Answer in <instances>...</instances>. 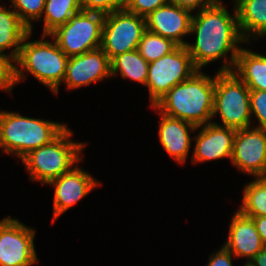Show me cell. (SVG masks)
<instances>
[{
    "mask_svg": "<svg viewBox=\"0 0 266 266\" xmlns=\"http://www.w3.org/2000/svg\"><path fill=\"white\" fill-rule=\"evenodd\" d=\"M223 4L222 0H216L193 14L190 35L195 34V41L188 42L186 48L197 70L222 59L218 72H232L243 47L239 44L246 43L239 30L235 3L232 13Z\"/></svg>",
    "mask_w": 266,
    "mask_h": 266,
    "instance_id": "1",
    "label": "cell"
},
{
    "mask_svg": "<svg viewBox=\"0 0 266 266\" xmlns=\"http://www.w3.org/2000/svg\"><path fill=\"white\" fill-rule=\"evenodd\" d=\"M214 93L215 75L198 70L169 90L154 107L166 116L202 126L212 122Z\"/></svg>",
    "mask_w": 266,
    "mask_h": 266,
    "instance_id": "2",
    "label": "cell"
},
{
    "mask_svg": "<svg viewBox=\"0 0 266 266\" xmlns=\"http://www.w3.org/2000/svg\"><path fill=\"white\" fill-rule=\"evenodd\" d=\"M31 36L30 31L23 39L15 61L16 84L23 82L28 72L58 95L59 86L65 78L68 57L54 39L46 40L49 35H42L40 40L34 41L28 40Z\"/></svg>",
    "mask_w": 266,
    "mask_h": 266,
    "instance_id": "3",
    "label": "cell"
},
{
    "mask_svg": "<svg viewBox=\"0 0 266 266\" xmlns=\"http://www.w3.org/2000/svg\"><path fill=\"white\" fill-rule=\"evenodd\" d=\"M67 124L0 111V147L4 154L20 160L29 152L54 140Z\"/></svg>",
    "mask_w": 266,
    "mask_h": 266,
    "instance_id": "4",
    "label": "cell"
},
{
    "mask_svg": "<svg viewBox=\"0 0 266 266\" xmlns=\"http://www.w3.org/2000/svg\"><path fill=\"white\" fill-rule=\"evenodd\" d=\"M73 132L68 126L50 143L45 144L24 156V164L29 180L47 185L62 174L71 171L81 162L82 152L87 143L72 140Z\"/></svg>",
    "mask_w": 266,
    "mask_h": 266,
    "instance_id": "5",
    "label": "cell"
},
{
    "mask_svg": "<svg viewBox=\"0 0 266 266\" xmlns=\"http://www.w3.org/2000/svg\"><path fill=\"white\" fill-rule=\"evenodd\" d=\"M235 130L252 126L250 89L233 72H216L213 118Z\"/></svg>",
    "mask_w": 266,
    "mask_h": 266,
    "instance_id": "6",
    "label": "cell"
},
{
    "mask_svg": "<svg viewBox=\"0 0 266 266\" xmlns=\"http://www.w3.org/2000/svg\"><path fill=\"white\" fill-rule=\"evenodd\" d=\"M104 18L105 14L81 10L49 38L56 41L68 58L101 48Z\"/></svg>",
    "mask_w": 266,
    "mask_h": 266,
    "instance_id": "7",
    "label": "cell"
},
{
    "mask_svg": "<svg viewBox=\"0 0 266 266\" xmlns=\"http://www.w3.org/2000/svg\"><path fill=\"white\" fill-rule=\"evenodd\" d=\"M196 71L186 46L149 63L147 82L150 106H154L175 85L189 79Z\"/></svg>",
    "mask_w": 266,
    "mask_h": 266,
    "instance_id": "8",
    "label": "cell"
},
{
    "mask_svg": "<svg viewBox=\"0 0 266 266\" xmlns=\"http://www.w3.org/2000/svg\"><path fill=\"white\" fill-rule=\"evenodd\" d=\"M146 30L145 18L126 9L105 14L101 49L110 60L125 52L137 50Z\"/></svg>",
    "mask_w": 266,
    "mask_h": 266,
    "instance_id": "9",
    "label": "cell"
},
{
    "mask_svg": "<svg viewBox=\"0 0 266 266\" xmlns=\"http://www.w3.org/2000/svg\"><path fill=\"white\" fill-rule=\"evenodd\" d=\"M36 231L19 219L0 220V266H33L39 262L35 250Z\"/></svg>",
    "mask_w": 266,
    "mask_h": 266,
    "instance_id": "10",
    "label": "cell"
},
{
    "mask_svg": "<svg viewBox=\"0 0 266 266\" xmlns=\"http://www.w3.org/2000/svg\"><path fill=\"white\" fill-rule=\"evenodd\" d=\"M230 162L244 174L254 178L266 177V129H238Z\"/></svg>",
    "mask_w": 266,
    "mask_h": 266,
    "instance_id": "11",
    "label": "cell"
},
{
    "mask_svg": "<svg viewBox=\"0 0 266 266\" xmlns=\"http://www.w3.org/2000/svg\"><path fill=\"white\" fill-rule=\"evenodd\" d=\"M101 183L78 165L49 182L47 185L54 187L52 222L89 195Z\"/></svg>",
    "mask_w": 266,
    "mask_h": 266,
    "instance_id": "12",
    "label": "cell"
},
{
    "mask_svg": "<svg viewBox=\"0 0 266 266\" xmlns=\"http://www.w3.org/2000/svg\"><path fill=\"white\" fill-rule=\"evenodd\" d=\"M112 78L111 60L101 49L69 57L63 82L67 90H75L90 84Z\"/></svg>",
    "mask_w": 266,
    "mask_h": 266,
    "instance_id": "13",
    "label": "cell"
},
{
    "mask_svg": "<svg viewBox=\"0 0 266 266\" xmlns=\"http://www.w3.org/2000/svg\"><path fill=\"white\" fill-rule=\"evenodd\" d=\"M198 134H194L195 145L192 152V162L201 164L202 162L215 161L232 158L235 129L220 126L214 121L202 126H197Z\"/></svg>",
    "mask_w": 266,
    "mask_h": 266,
    "instance_id": "14",
    "label": "cell"
},
{
    "mask_svg": "<svg viewBox=\"0 0 266 266\" xmlns=\"http://www.w3.org/2000/svg\"><path fill=\"white\" fill-rule=\"evenodd\" d=\"M193 12L169 2L145 17L146 29L172 40L178 46H186V35H190Z\"/></svg>",
    "mask_w": 266,
    "mask_h": 266,
    "instance_id": "15",
    "label": "cell"
},
{
    "mask_svg": "<svg viewBox=\"0 0 266 266\" xmlns=\"http://www.w3.org/2000/svg\"><path fill=\"white\" fill-rule=\"evenodd\" d=\"M151 109L160 115L158 126L160 144L176 163L185 164L194 137L190 133L198 131L197 127L190 122L166 116L154 106H151Z\"/></svg>",
    "mask_w": 266,
    "mask_h": 266,
    "instance_id": "16",
    "label": "cell"
},
{
    "mask_svg": "<svg viewBox=\"0 0 266 266\" xmlns=\"http://www.w3.org/2000/svg\"><path fill=\"white\" fill-rule=\"evenodd\" d=\"M228 237L224 244L235 258L253 259L265 246L252 218L242 215L238 210L230 220Z\"/></svg>",
    "mask_w": 266,
    "mask_h": 266,
    "instance_id": "17",
    "label": "cell"
},
{
    "mask_svg": "<svg viewBox=\"0 0 266 266\" xmlns=\"http://www.w3.org/2000/svg\"><path fill=\"white\" fill-rule=\"evenodd\" d=\"M240 33L246 44L266 36V0H234ZM252 37V38H251Z\"/></svg>",
    "mask_w": 266,
    "mask_h": 266,
    "instance_id": "18",
    "label": "cell"
},
{
    "mask_svg": "<svg viewBox=\"0 0 266 266\" xmlns=\"http://www.w3.org/2000/svg\"><path fill=\"white\" fill-rule=\"evenodd\" d=\"M232 72L250 90L266 91V55L242 47Z\"/></svg>",
    "mask_w": 266,
    "mask_h": 266,
    "instance_id": "19",
    "label": "cell"
},
{
    "mask_svg": "<svg viewBox=\"0 0 266 266\" xmlns=\"http://www.w3.org/2000/svg\"><path fill=\"white\" fill-rule=\"evenodd\" d=\"M29 32L11 7L0 5V53L6 54L4 51L10 50L8 56L16 61L21 43Z\"/></svg>",
    "mask_w": 266,
    "mask_h": 266,
    "instance_id": "20",
    "label": "cell"
},
{
    "mask_svg": "<svg viewBox=\"0 0 266 266\" xmlns=\"http://www.w3.org/2000/svg\"><path fill=\"white\" fill-rule=\"evenodd\" d=\"M149 63L140 55L138 50H132L117 55L111 60V75L120 74L123 79L146 85Z\"/></svg>",
    "mask_w": 266,
    "mask_h": 266,
    "instance_id": "21",
    "label": "cell"
},
{
    "mask_svg": "<svg viewBox=\"0 0 266 266\" xmlns=\"http://www.w3.org/2000/svg\"><path fill=\"white\" fill-rule=\"evenodd\" d=\"M81 0H46L43 12L42 35H50L58 27L66 24L69 18L81 11Z\"/></svg>",
    "mask_w": 266,
    "mask_h": 266,
    "instance_id": "22",
    "label": "cell"
},
{
    "mask_svg": "<svg viewBox=\"0 0 266 266\" xmlns=\"http://www.w3.org/2000/svg\"><path fill=\"white\" fill-rule=\"evenodd\" d=\"M242 203L237 209L246 217L266 216V177L254 178L243 189Z\"/></svg>",
    "mask_w": 266,
    "mask_h": 266,
    "instance_id": "23",
    "label": "cell"
},
{
    "mask_svg": "<svg viewBox=\"0 0 266 266\" xmlns=\"http://www.w3.org/2000/svg\"><path fill=\"white\" fill-rule=\"evenodd\" d=\"M177 47L178 45L172 40L146 30L139 42L137 50L150 63L171 53Z\"/></svg>",
    "mask_w": 266,
    "mask_h": 266,
    "instance_id": "24",
    "label": "cell"
},
{
    "mask_svg": "<svg viewBox=\"0 0 266 266\" xmlns=\"http://www.w3.org/2000/svg\"><path fill=\"white\" fill-rule=\"evenodd\" d=\"M20 20L33 32V22L42 18L46 0H9Z\"/></svg>",
    "mask_w": 266,
    "mask_h": 266,
    "instance_id": "25",
    "label": "cell"
},
{
    "mask_svg": "<svg viewBox=\"0 0 266 266\" xmlns=\"http://www.w3.org/2000/svg\"><path fill=\"white\" fill-rule=\"evenodd\" d=\"M251 118L258 121L256 128L266 129V91L250 90Z\"/></svg>",
    "mask_w": 266,
    "mask_h": 266,
    "instance_id": "26",
    "label": "cell"
},
{
    "mask_svg": "<svg viewBox=\"0 0 266 266\" xmlns=\"http://www.w3.org/2000/svg\"><path fill=\"white\" fill-rule=\"evenodd\" d=\"M15 61L7 54L0 53V89L8 93L12 92L16 84Z\"/></svg>",
    "mask_w": 266,
    "mask_h": 266,
    "instance_id": "27",
    "label": "cell"
},
{
    "mask_svg": "<svg viewBox=\"0 0 266 266\" xmlns=\"http://www.w3.org/2000/svg\"><path fill=\"white\" fill-rule=\"evenodd\" d=\"M127 0H81V10L99 12L102 14L123 10Z\"/></svg>",
    "mask_w": 266,
    "mask_h": 266,
    "instance_id": "28",
    "label": "cell"
},
{
    "mask_svg": "<svg viewBox=\"0 0 266 266\" xmlns=\"http://www.w3.org/2000/svg\"><path fill=\"white\" fill-rule=\"evenodd\" d=\"M169 2V0H127L125 9L145 18L154 10Z\"/></svg>",
    "mask_w": 266,
    "mask_h": 266,
    "instance_id": "29",
    "label": "cell"
},
{
    "mask_svg": "<svg viewBox=\"0 0 266 266\" xmlns=\"http://www.w3.org/2000/svg\"><path fill=\"white\" fill-rule=\"evenodd\" d=\"M171 3L179 7L197 12L212 5L216 0H169Z\"/></svg>",
    "mask_w": 266,
    "mask_h": 266,
    "instance_id": "30",
    "label": "cell"
},
{
    "mask_svg": "<svg viewBox=\"0 0 266 266\" xmlns=\"http://www.w3.org/2000/svg\"><path fill=\"white\" fill-rule=\"evenodd\" d=\"M252 218L257 231L263 241V244L266 246V216H260V217H249Z\"/></svg>",
    "mask_w": 266,
    "mask_h": 266,
    "instance_id": "31",
    "label": "cell"
},
{
    "mask_svg": "<svg viewBox=\"0 0 266 266\" xmlns=\"http://www.w3.org/2000/svg\"><path fill=\"white\" fill-rule=\"evenodd\" d=\"M250 261L255 266H266V246H264Z\"/></svg>",
    "mask_w": 266,
    "mask_h": 266,
    "instance_id": "32",
    "label": "cell"
},
{
    "mask_svg": "<svg viewBox=\"0 0 266 266\" xmlns=\"http://www.w3.org/2000/svg\"><path fill=\"white\" fill-rule=\"evenodd\" d=\"M243 266H255L251 261H246Z\"/></svg>",
    "mask_w": 266,
    "mask_h": 266,
    "instance_id": "33",
    "label": "cell"
}]
</instances>
